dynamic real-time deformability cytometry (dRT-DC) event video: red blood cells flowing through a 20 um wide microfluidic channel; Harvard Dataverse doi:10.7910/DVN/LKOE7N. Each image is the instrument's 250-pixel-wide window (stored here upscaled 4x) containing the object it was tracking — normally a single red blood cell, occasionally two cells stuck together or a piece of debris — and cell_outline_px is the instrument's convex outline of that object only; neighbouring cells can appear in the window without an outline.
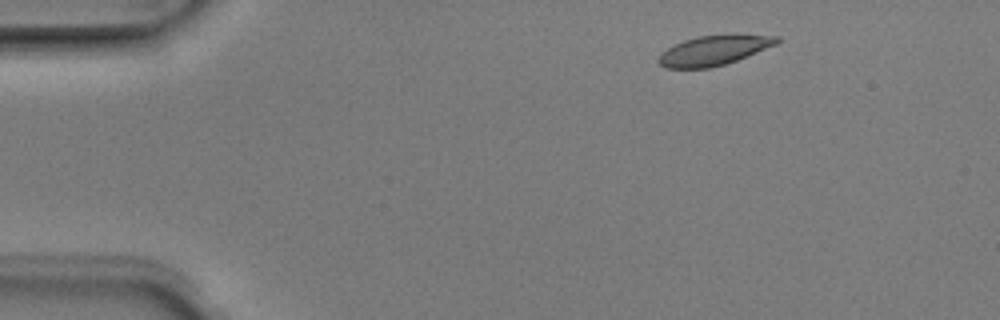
{"species": "Egyptian fruit bat (a non-hibernating species)", "species_latin": "Rousettus aegyptiacus", "temperature_condition": "room temperature", "stored_images_in_passage": 4, "camera_frame_rate_fps": 3000, "um_per_image_px": 0.085, "animal": {"sex": "male"}, "frame": {"image": 1, "passage_image": 1, "time_ms": 0.0, "image_size_px": [1000, 320], "cell_outline_px": [[780, 40], [776, 44], [736, 60], [724, 64], [708, 68], [664, 68], [656, 60], [660, 52], [684, 40], [700, 36], [728, 32], [780, 36]], "centroid_in_image_um": [60.69, 4.24], "position_along_channel_um": 24.3, "area_um2": 20.92}}